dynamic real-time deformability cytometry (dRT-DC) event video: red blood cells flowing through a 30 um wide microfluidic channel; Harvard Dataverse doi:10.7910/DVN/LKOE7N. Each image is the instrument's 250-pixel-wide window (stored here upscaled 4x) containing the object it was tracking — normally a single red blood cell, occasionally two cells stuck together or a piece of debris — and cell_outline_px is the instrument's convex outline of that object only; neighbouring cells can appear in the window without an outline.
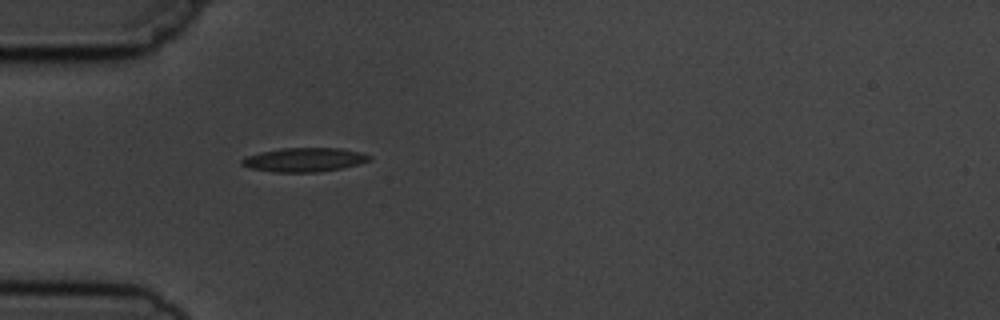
{"species": "common noctule bat (a hibernating species)", "species_latin": "Nyctalus noctula", "temperature_condition": "cold", "stored_images_in_passage": 1, "camera_frame_rate_fps": 3000, "um_per_image_px": 0.085, "animal": {"sex": "male", "body_mass_g": 19.5, "forearm_length_mm": 54.6}, "frame": {"image": 1, "passage_image": 1, "time_ms": 0.0, "image_size_px": [1000, 320], "cell_outline_px": [[372, 160], [360, 164], [340, 168], [316, 172], [272, 172], [248, 168], [240, 164], [240, 160], [248, 156], [260, 152], [284, 148], [340, 148], [360, 152], [372, 156]], "centroid_in_image_um": [25.87, 13.58], "position_along_channel_um": 59.1, "area_um2": 17.86}}